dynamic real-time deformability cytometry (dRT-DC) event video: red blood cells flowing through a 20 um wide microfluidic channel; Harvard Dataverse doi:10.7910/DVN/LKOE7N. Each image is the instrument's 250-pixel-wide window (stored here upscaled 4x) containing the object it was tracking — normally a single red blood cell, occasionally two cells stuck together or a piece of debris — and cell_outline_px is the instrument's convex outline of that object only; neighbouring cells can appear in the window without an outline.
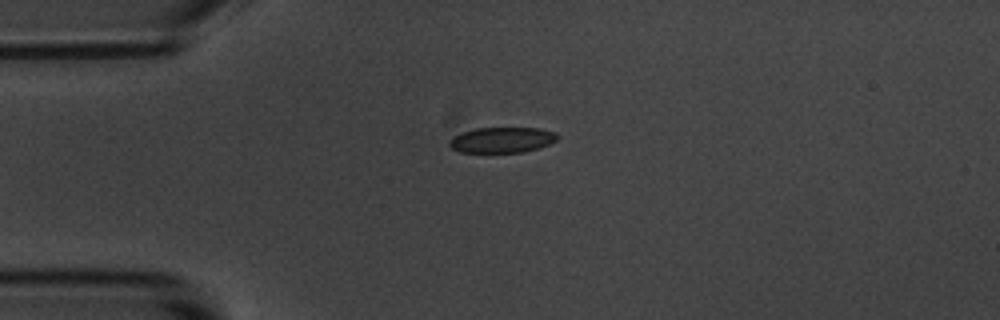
{"species": "common noctule bat (a hibernating species)", "species_latin": "Nyctalus noctula", "temperature_condition": "room temperature", "stored_images_in_passage": 43, "camera_frame_rate_fps": 3000, "um_per_image_px": 0.085, "animal": {"sex": "male", "body_mass_g": 20.1, "forearm_length_mm": 53.5}, "frame": {"image": 1, "passage_image": 1, "time_ms": 0.0, "image_size_px": [1000, 320], "cell_outline_px": [[560, 136], [556, 140], [540, 148], [524, 152], [460, 152], [452, 148], [448, 144], [448, 140], [452, 136], [476, 128], [540, 128], [556, 132]], "centroid_in_image_um": [42.68, 11.89], "position_along_channel_um": 42.3, "area_um2": 16.18}}
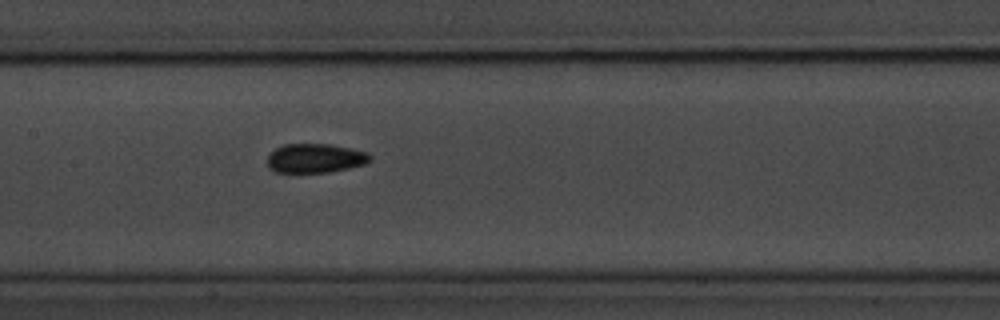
{"frame": {"image": 2, "passage_image": 14, "time_ms": 4.333, "image_size_px": [1000, 320], "cell_outline_px": [[372, 160], [364, 164], [348, 168], [328, 172], [276, 172], [268, 168], [268, 152], [284, 144], [328, 144], [352, 148], [368, 152], [372, 156]], "centroid_in_image_um": [26.8, 13.44], "position_along_channel_um": 180.6, "area_um2": 17.57}}
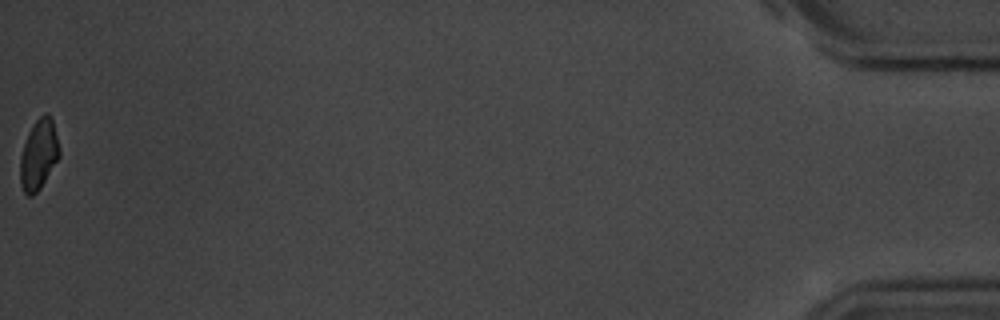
{"frame": {"image": 3, "passage_image": 43, "time_ms": 14.0, "image_size_px": [1000, 320], "cell_outline_px": [[60, 156], [40, 188], [32, 196], [28, 196], [24, 192], [20, 184], [20, 156], [28, 132], [36, 120], [44, 112], [52, 120], [60, 152]], "centroid_in_image_um": [3.27, 13.17], "position_along_channel_um": 431.9, "area_um2": 15.78}, "authors_computed_cell_mechanics": {"area_um2": 17.1666, "velocity_mm_per_s": 3.6348, "shape_relaxation_time_tau1_ms": 2.8869, "shape_relaxation_time_tau2_ms": 2.2053, "deformation_change_tau1": 0.0933, "deformation_change_tau2": 0.0617}}